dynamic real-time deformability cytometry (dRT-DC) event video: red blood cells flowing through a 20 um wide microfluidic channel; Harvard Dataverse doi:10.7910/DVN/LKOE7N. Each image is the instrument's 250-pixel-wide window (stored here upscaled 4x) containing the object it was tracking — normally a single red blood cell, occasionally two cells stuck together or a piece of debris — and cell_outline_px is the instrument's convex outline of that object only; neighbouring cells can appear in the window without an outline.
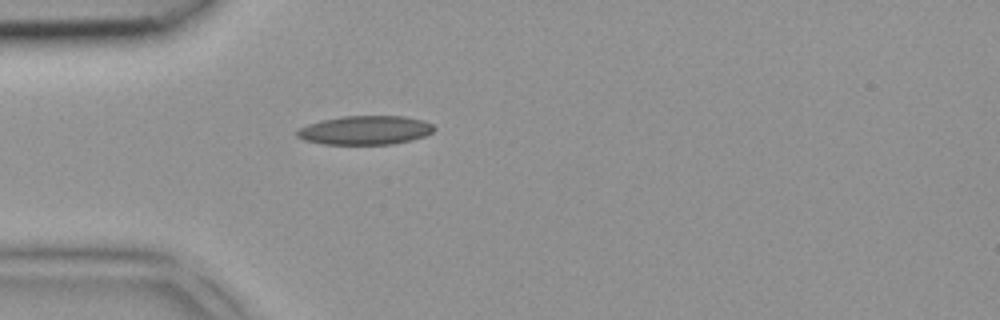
{"species": "common noctule bat (a hibernating species)", "species_latin": "Nyctalus noctula", "temperature_condition": "room temperature", "stored_images_in_passage": 1, "camera_frame_rate_fps": 3000, "um_per_image_px": 0.085, "animal": {"sex": "female", "body_mass_g": 18.4}, "frame": {"image": 1, "passage_image": 1, "time_ms": 0.0, "image_size_px": [1000, 320], "cell_outline_px": [[436, 128], [432, 132], [424, 136], [412, 140], [392, 144], [324, 144], [304, 140], [296, 136], [296, 132], [300, 128], [308, 124], [320, 120], [340, 116], [404, 116], [424, 120], [432, 124]], "centroid_in_image_um": [31.05, 11.06], "position_along_channel_um": 54.0, "area_um2": 23.18}}